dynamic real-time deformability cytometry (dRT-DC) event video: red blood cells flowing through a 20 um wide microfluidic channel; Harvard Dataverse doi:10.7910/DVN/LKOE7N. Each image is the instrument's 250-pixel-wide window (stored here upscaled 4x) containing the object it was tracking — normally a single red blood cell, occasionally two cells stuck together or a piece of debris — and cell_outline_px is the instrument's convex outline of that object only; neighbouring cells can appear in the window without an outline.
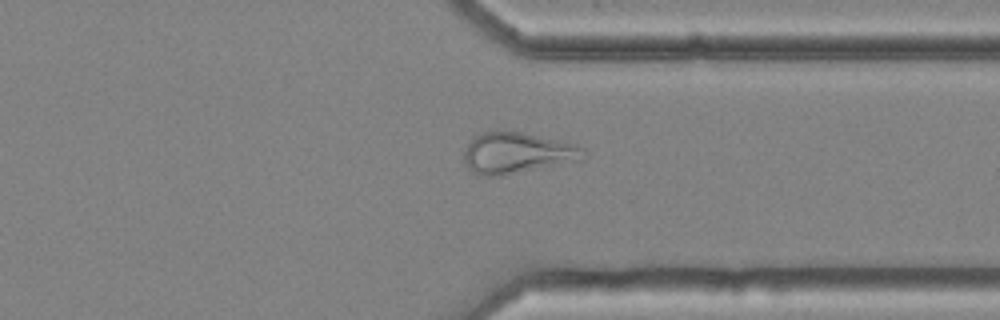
{"species": "common noctule bat (a hibernating species)", "species_latin": "Nyctalus noctula", "temperature_condition": "cold", "stored_images_in_passage": 49, "camera_frame_rate_fps": 3000, "um_per_image_px": 0.085, "animal": {"sex": "female", "body_mass_g": 25.1}, "frame": {"image": 1, "passage_image": 37, "time_ms": 12.0, "image_size_px": [1000, 320], "cell_outline_px": [[588, 152], [584, 160], [500, 176], [476, 176], [472, 172], [464, 160], [464, 152], [472, 136], [480, 132], [520, 132], [556, 140], [572, 144], [584, 148]], "centroid_in_image_um": [43.95, 13.03], "position_along_channel_um": 367.4, "area_um2": 28.61}}
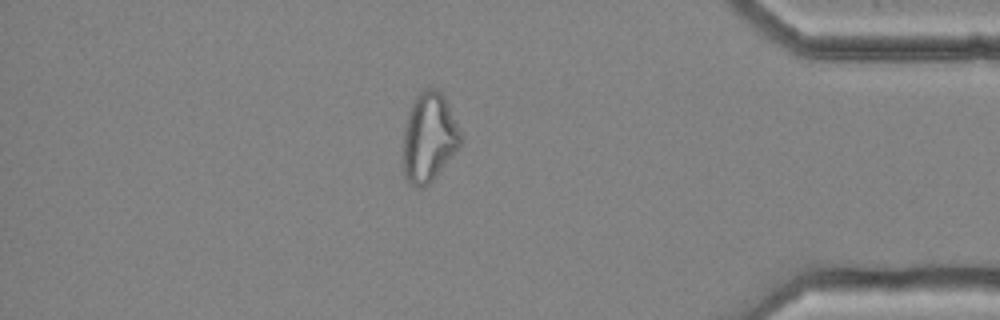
{"frame": {"image": 2, "passage_image": 42, "time_ms": 13.667, "image_size_px": [1000, 320], "cell_outline_px": [[460, 148], [432, 180], [424, 188], [416, 188], [408, 180], [404, 172], [404, 132], [408, 112], [412, 100], [424, 88], [436, 88], [444, 96], [460, 132]], "centroid_in_image_um": [36.46, 11.67], "position_along_channel_um": 398.7, "area_um2": 29.54}, "authors_computed_cell_mechanics": {"area_um2": 28.9, "velocity_mm_per_s": 3.6351, "shape_relaxation_time_tau1_ms": null, "shape_relaxation_time_tau2_ms": 2.276, "deformation_change_tau1": null, "deformation_change_tau2": 0.097}}